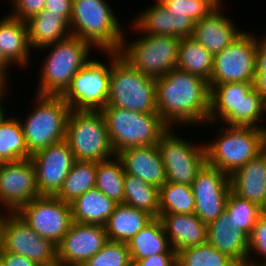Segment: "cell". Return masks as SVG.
<instances>
[{
    "label": "cell",
    "mask_w": 266,
    "mask_h": 266,
    "mask_svg": "<svg viewBox=\"0 0 266 266\" xmlns=\"http://www.w3.org/2000/svg\"><path fill=\"white\" fill-rule=\"evenodd\" d=\"M215 8L222 6V0H208Z\"/></svg>",
    "instance_id": "51"
},
{
    "label": "cell",
    "mask_w": 266,
    "mask_h": 266,
    "mask_svg": "<svg viewBox=\"0 0 266 266\" xmlns=\"http://www.w3.org/2000/svg\"><path fill=\"white\" fill-rule=\"evenodd\" d=\"M0 247L40 266L58 260L57 245L37 234L16 212H3L0 217Z\"/></svg>",
    "instance_id": "13"
},
{
    "label": "cell",
    "mask_w": 266,
    "mask_h": 266,
    "mask_svg": "<svg viewBox=\"0 0 266 266\" xmlns=\"http://www.w3.org/2000/svg\"><path fill=\"white\" fill-rule=\"evenodd\" d=\"M11 1V10L10 15L12 18L27 21L34 15L40 13L45 6L46 0H10Z\"/></svg>",
    "instance_id": "42"
},
{
    "label": "cell",
    "mask_w": 266,
    "mask_h": 266,
    "mask_svg": "<svg viewBox=\"0 0 266 266\" xmlns=\"http://www.w3.org/2000/svg\"><path fill=\"white\" fill-rule=\"evenodd\" d=\"M261 216L266 218V200L264 201L263 205L260 207Z\"/></svg>",
    "instance_id": "53"
},
{
    "label": "cell",
    "mask_w": 266,
    "mask_h": 266,
    "mask_svg": "<svg viewBox=\"0 0 266 266\" xmlns=\"http://www.w3.org/2000/svg\"><path fill=\"white\" fill-rule=\"evenodd\" d=\"M6 86H7V83L0 84V119L5 115V109L3 108V105H2L3 102L1 101H3L2 98L5 99V96H7L6 94H8L7 93L8 86L7 87Z\"/></svg>",
    "instance_id": "48"
},
{
    "label": "cell",
    "mask_w": 266,
    "mask_h": 266,
    "mask_svg": "<svg viewBox=\"0 0 266 266\" xmlns=\"http://www.w3.org/2000/svg\"><path fill=\"white\" fill-rule=\"evenodd\" d=\"M116 156L121 160L126 174L136 176L158 188L167 182L162 156L157 145L127 148Z\"/></svg>",
    "instance_id": "21"
},
{
    "label": "cell",
    "mask_w": 266,
    "mask_h": 266,
    "mask_svg": "<svg viewBox=\"0 0 266 266\" xmlns=\"http://www.w3.org/2000/svg\"><path fill=\"white\" fill-rule=\"evenodd\" d=\"M141 34L138 39L129 43L124 33L119 52L125 61L137 71L155 79L177 67L179 38Z\"/></svg>",
    "instance_id": "10"
},
{
    "label": "cell",
    "mask_w": 266,
    "mask_h": 266,
    "mask_svg": "<svg viewBox=\"0 0 266 266\" xmlns=\"http://www.w3.org/2000/svg\"><path fill=\"white\" fill-rule=\"evenodd\" d=\"M262 37L256 36V73H266V35Z\"/></svg>",
    "instance_id": "46"
},
{
    "label": "cell",
    "mask_w": 266,
    "mask_h": 266,
    "mask_svg": "<svg viewBox=\"0 0 266 266\" xmlns=\"http://www.w3.org/2000/svg\"><path fill=\"white\" fill-rule=\"evenodd\" d=\"M114 11L106 0H72L71 35L101 52L119 51L124 27Z\"/></svg>",
    "instance_id": "3"
},
{
    "label": "cell",
    "mask_w": 266,
    "mask_h": 266,
    "mask_svg": "<svg viewBox=\"0 0 266 266\" xmlns=\"http://www.w3.org/2000/svg\"><path fill=\"white\" fill-rule=\"evenodd\" d=\"M210 89L202 78L172 69L156 79L157 112L162 121L175 131V126L207 125Z\"/></svg>",
    "instance_id": "1"
},
{
    "label": "cell",
    "mask_w": 266,
    "mask_h": 266,
    "mask_svg": "<svg viewBox=\"0 0 266 266\" xmlns=\"http://www.w3.org/2000/svg\"><path fill=\"white\" fill-rule=\"evenodd\" d=\"M132 266H177V253H160L135 261Z\"/></svg>",
    "instance_id": "43"
},
{
    "label": "cell",
    "mask_w": 266,
    "mask_h": 266,
    "mask_svg": "<svg viewBox=\"0 0 266 266\" xmlns=\"http://www.w3.org/2000/svg\"><path fill=\"white\" fill-rule=\"evenodd\" d=\"M81 266H132L128 245L108 240L98 253Z\"/></svg>",
    "instance_id": "39"
},
{
    "label": "cell",
    "mask_w": 266,
    "mask_h": 266,
    "mask_svg": "<svg viewBox=\"0 0 266 266\" xmlns=\"http://www.w3.org/2000/svg\"><path fill=\"white\" fill-rule=\"evenodd\" d=\"M106 106L141 113H158L156 79L142 74L119 56L111 65Z\"/></svg>",
    "instance_id": "8"
},
{
    "label": "cell",
    "mask_w": 266,
    "mask_h": 266,
    "mask_svg": "<svg viewBox=\"0 0 266 266\" xmlns=\"http://www.w3.org/2000/svg\"><path fill=\"white\" fill-rule=\"evenodd\" d=\"M218 130L216 140L205 143L206 160L229 176L265 149V129L223 125Z\"/></svg>",
    "instance_id": "4"
},
{
    "label": "cell",
    "mask_w": 266,
    "mask_h": 266,
    "mask_svg": "<svg viewBox=\"0 0 266 266\" xmlns=\"http://www.w3.org/2000/svg\"><path fill=\"white\" fill-rule=\"evenodd\" d=\"M230 190L261 207L266 200V148L229 176Z\"/></svg>",
    "instance_id": "23"
},
{
    "label": "cell",
    "mask_w": 266,
    "mask_h": 266,
    "mask_svg": "<svg viewBox=\"0 0 266 266\" xmlns=\"http://www.w3.org/2000/svg\"><path fill=\"white\" fill-rule=\"evenodd\" d=\"M0 263L3 266H40L32 259L23 255H17L11 252L4 251L0 247Z\"/></svg>",
    "instance_id": "45"
},
{
    "label": "cell",
    "mask_w": 266,
    "mask_h": 266,
    "mask_svg": "<svg viewBox=\"0 0 266 266\" xmlns=\"http://www.w3.org/2000/svg\"><path fill=\"white\" fill-rule=\"evenodd\" d=\"M207 242L238 264L247 263L249 235L244 230L233 229L226 211L207 224Z\"/></svg>",
    "instance_id": "24"
},
{
    "label": "cell",
    "mask_w": 266,
    "mask_h": 266,
    "mask_svg": "<svg viewBox=\"0 0 266 266\" xmlns=\"http://www.w3.org/2000/svg\"><path fill=\"white\" fill-rule=\"evenodd\" d=\"M4 162L0 159V166L3 164Z\"/></svg>",
    "instance_id": "55"
},
{
    "label": "cell",
    "mask_w": 266,
    "mask_h": 266,
    "mask_svg": "<svg viewBox=\"0 0 266 266\" xmlns=\"http://www.w3.org/2000/svg\"><path fill=\"white\" fill-rule=\"evenodd\" d=\"M209 89L208 124L213 125L222 121V124L227 126H253L266 129L261 121L266 114V102L255 90L253 83L209 84Z\"/></svg>",
    "instance_id": "2"
},
{
    "label": "cell",
    "mask_w": 266,
    "mask_h": 266,
    "mask_svg": "<svg viewBox=\"0 0 266 266\" xmlns=\"http://www.w3.org/2000/svg\"><path fill=\"white\" fill-rule=\"evenodd\" d=\"M0 119V159L4 163L31 158L19 117Z\"/></svg>",
    "instance_id": "32"
},
{
    "label": "cell",
    "mask_w": 266,
    "mask_h": 266,
    "mask_svg": "<svg viewBox=\"0 0 266 266\" xmlns=\"http://www.w3.org/2000/svg\"><path fill=\"white\" fill-rule=\"evenodd\" d=\"M124 177L125 171L123 164L115 155L114 158L98 162L95 187L115 203L123 204Z\"/></svg>",
    "instance_id": "35"
},
{
    "label": "cell",
    "mask_w": 266,
    "mask_h": 266,
    "mask_svg": "<svg viewBox=\"0 0 266 266\" xmlns=\"http://www.w3.org/2000/svg\"><path fill=\"white\" fill-rule=\"evenodd\" d=\"M258 258H264L262 260L253 259L254 254ZM252 257H251V256ZM261 256V257H260ZM262 263H261V262ZM248 266H266V218L260 216L253 227L252 233L249 235V246H248Z\"/></svg>",
    "instance_id": "41"
},
{
    "label": "cell",
    "mask_w": 266,
    "mask_h": 266,
    "mask_svg": "<svg viewBox=\"0 0 266 266\" xmlns=\"http://www.w3.org/2000/svg\"><path fill=\"white\" fill-rule=\"evenodd\" d=\"M169 128L157 144L168 182L191 186L198 172L207 163L205 142L193 144Z\"/></svg>",
    "instance_id": "12"
},
{
    "label": "cell",
    "mask_w": 266,
    "mask_h": 266,
    "mask_svg": "<svg viewBox=\"0 0 266 266\" xmlns=\"http://www.w3.org/2000/svg\"><path fill=\"white\" fill-rule=\"evenodd\" d=\"M238 266H248L247 264H239Z\"/></svg>",
    "instance_id": "54"
},
{
    "label": "cell",
    "mask_w": 266,
    "mask_h": 266,
    "mask_svg": "<svg viewBox=\"0 0 266 266\" xmlns=\"http://www.w3.org/2000/svg\"><path fill=\"white\" fill-rule=\"evenodd\" d=\"M0 48L4 57L12 64L27 68L31 47L28 38L26 21L5 15L0 18Z\"/></svg>",
    "instance_id": "26"
},
{
    "label": "cell",
    "mask_w": 266,
    "mask_h": 266,
    "mask_svg": "<svg viewBox=\"0 0 266 266\" xmlns=\"http://www.w3.org/2000/svg\"><path fill=\"white\" fill-rule=\"evenodd\" d=\"M256 75V37L244 31L229 46L214 54L209 84L254 83Z\"/></svg>",
    "instance_id": "14"
},
{
    "label": "cell",
    "mask_w": 266,
    "mask_h": 266,
    "mask_svg": "<svg viewBox=\"0 0 266 266\" xmlns=\"http://www.w3.org/2000/svg\"><path fill=\"white\" fill-rule=\"evenodd\" d=\"M227 254L208 242L183 249L177 253V266H238Z\"/></svg>",
    "instance_id": "37"
},
{
    "label": "cell",
    "mask_w": 266,
    "mask_h": 266,
    "mask_svg": "<svg viewBox=\"0 0 266 266\" xmlns=\"http://www.w3.org/2000/svg\"><path fill=\"white\" fill-rule=\"evenodd\" d=\"M117 203L96 187L70 203L72 220L76 223L105 226Z\"/></svg>",
    "instance_id": "28"
},
{
    "label": "cell",
    "mask_w": 266,
    "mask_h": 266,
    "mask_svg": "<svg viewBox=\"0 0 266 266\" xmlns=\"http://www.w3.org/2000/svg\"><path fill=\"white\" fill-rule=\"evenodd\" d=\"M30 47L40 50L71 35L69 22L60 14L43 9L26 21Z\"/></svg>",
    "instance_id": "27"
},
{
    "label": "cell",
    "mask_w": 266,
    "mask_h": 266,
    "mask_svg": "<svg viewBox=\"0 0 266 266\" xmlns=\"http://www.w3.org/2000/svg\"><path fill=\"white\" fill-rule=\"evenodd\" d=\"M132 264L160 253H176L165 234L159 217L153 218L127 243Z\"/></svg>",
    "instance_id": "30"
},
{
    "label": "cell",
    "mask_w": 266,
    "mask_h": 266,
    "mask_svg": "<svg viewBox=\"0 0 266 266\" xmlns=\"http://www.w3.org/2000/svg\"><path fill=\"white\" fill-rule=\"evenodd\" d=\"M132 21L133 32L148 35L174 36L179 39L192 37L195 22L186 14L170 13L165 5L156 0Z\"/></svg>",
    "instance_id": "20"
},
{
    "label": "cell",
    "mask_w": 266,
    "mask_h": 266,
    "mask_svg": "<svg viewBox=\"0 0 266 266\" xmlns=\"http://www.w3.org/2000/svg\"><path fill=\"white\" fill-rule=\"evenodd\" d=\"M7 75L0 69V84H5L7 83L8 79Z\"/></svg>",
    "instance_id": "50"
},
{
    "label": "cell",
    "mask_w": 266,
    "mask_h": 266,
    "mask_svg": "<svg viewBox=\"0 0 266 266\" xmlns=\"http://www.w3.org/2000/svg\"><path fill=\"white\" fill-rule=\"evenodd\" d=\"M110 64L90 58L72 78L61 95L73 111H101L109 96L111 65L120 56L119 51H104Z\"/></svg>",
    "instance_id": "9"
},
{
    "label": "cell",
    "mask_w": 266,
    "mask_h": 266,
    "mask_svg": "<svg viewBox=\"0 0 266 266\" xmlns=\"http://www.w3.org/2000/svg\"><path fill=\"white\" fill-rule=\"evenodd\" d=\"M41 266H67V265H65L64 263H61L60 261L57 260L56 262H52L50 264H44Z\"/></svg>",
    "instance_id": "52"
},
{
    "label": "cell",
    "mask_w": 266,
    "mask_h": 266,
    "mask_svg": "<svg viewBox=\"0 0 266 266\" xmlns=\"http://www.w3.org/2000/svg\"><path fill=\"white\" fill-rule=\"evenodd\" d=\"M213 60L214 55L192 37L180 39L177 69L198 76L209 85Z\"/></svg>",
    "instance_id": "31"
},
{
    "label": "cell",
    "mask_w": 266,
    "mask_h": 266,
    "mask_svg": "<svg viewBox=\"0 0 266 266\" xmlns=\"http://www.w3.org/2000/svg\"><path fill=\"white\" fill-rule=\"evenodd\" d=\"M153 217L148 213L126 204H117L105 224L110 241L128 243Z\"/></svg>",
    "instance_id": "29"
},
{
    "label": "cell",
    "mask_w": 266,
    "mask_h": 266,
    "mask_svg": "<svg viewBox=\"0 0 266 266\" xmlns=\"http://www.w3.org/2000/svg\"><path fill=\"white\" fill-rule=\"evenodd\" d=\"M37 234L58 245L73 223L70 203L40 196L16 212Z\"/></svg>",
    "instance_id": "15"
},
{
    "label": "cell",
    "mask_w": 266,
    "mask_h": 266,
    "mask_svg": "<svg viewBox=\"0 0 266 266\" xmlns=\"http://www.w3.org/2000/svg\"><path fill=\"white\" fill-rule=\"evenodd\" d=\"M44 9H46L48 13L60 14L70 22L72 0H46Z\"/></svg>",
    "instance_id": "44"
},
{
    "label": "cell",
    "mask_w": 266,
    "mask_h": 266,
    "mask_svg": "<svg viewBox=\"0 0 266 266\" xmlns=\"http://www.w3.org/2000/svg\"><path fill=\"white\" fill-rule=\"evenodd\" d=\"M170 13L186 14L197 23L215 7L208 0H160Z\"/></svg>",
    "instance_id": "40"
},
{
    "label": "cell",
    "mask_w": 266,
    "mask_h": 266,
    "mask_svg": "<svg viewBox=\"0 0 266 266\" xmlns=\"http://www.w3.org/2000/svg\"><path fill=\"white\" fill-rule=\"evenodd\" d=\"M222 6L195 23L192 38L213 55L229 46L244 31L223 13ZM222 10V11H221Z\"/></svg>",
    "instance_id": "22"
},
{
    "label": "cell",
    "mask_w": 266,
    "mask_h": 266,
    "mask_svg": "<svg viewBox=\"0 0 266 266\" xmlns=\"http://www.w3.org/2000/svg\"><path fill=\"white\" fill-rule=\"evenodd\" d=\"M194 207L191 186L167 181L159 188V218L165 214H192Z\"/></svg>",
    "instance_id": "36"
},
{
    "label": "cell",
    "mask_w": 266,
    "mask_h": 266,
    "mask_svg": "<svg viewBox=\"0 0 266 266\" xmlns=\"http://www.w3.org/2000/svg\"><path fill=\"white\" fill-rule=\"evenodd\" d=\"M12 67L13 65L4 57L2 54V49L0 48V69L5 73L8 74L9 68ZM8 70V71H7Z\"/></svg>",
    "instance_id": "49"
},
{
    "label": "cell",
    "mask_w": 266,
    "mask_h": 266,
    "mask_svg": "<svg viewBox=\"0 0 266 266\" xmlns=\"http://www.w3.org/2000/svg\"><path fill=\"white\" fill-rule=\"evenodd\" d=\"M98 162L75 161L64 180V184L56 195L63 202L71 203L89 189L95 187Z\"/></svg>",
    "instance_id": "34"
},
{
    "label": "cell",
    "mask_w": 266,
    "mask_h": 266,
    "mask_svg": "<svg viewBox=\"0 0 266 266\" xmlns=\"http://www.w3.org/2000/svg\"><path fill=\"white\" fill-rule=\"evenodd\" d=\"M191 188L195 199L194 214L202 222L209 224L225 211L231 191L229 175L206 163L198 172Z\"/></svg>",
    "instance_id": "16"
},
{
    "label": "cell",
    "mask_w": 266,
    "mask_h": 266,
    "mask_svg": "<svg viewBox=\"0 0 266 266\" xmlns=\"http://www.w3.org/2000/svg\"><path fill=\"white\" fill-rule=\"evenodd\" d=\"M31 160L40 196H56L76 161L65 140L37 151Z\"/></svg>",
    "instance_id": "18"
},
{
    "label": "cell",
    "mask_w": 266,
    "mask_h": 266,
    "mask_svg": "<svg viewBox=\"0 0 266 266\" xmlns=\"http://www.w3.org/2000/svg\"><path fill=\"white\" fill-rule=\"evenodd\" d=\"M253 85L266 102V73H256Z\"/></svg>",
    "instance_id": "47"
},
{
    "label": "cell",
    "mask_w": 266,
    "mask_h": 266,
    "mask_svg": "<svg viewBox=\"0 0 266 266\" xmlns=\"http://www.w3.org/2000/svg\"><path fill=\"white\" fill-rule=\"evenodd\" d=\"M123 204L157 218L159 217V188L125 173Z\"/></svg>",
    "instance_id": "33"
},
{
    "label": "cell",
    "mask_w": 266,
    "mask_h": 266,
    "mask_svg": "<svg viewBox=\"0 0 266 266\" xmlns=\"http://www.w3.org/2000/svg\"><path fill=\"white\" fill-rule=\"evenodd\" d=\"M100 112L116 155L131 147L157 145L169 129L158 113H141L113 106H105Z\"/></svg>",
    "instance_id": "6"
},
{
    "label": "cell",
    "mask_w": 266,
    "mask_h": 266,
    "mask_svg": "<svg viewBox=\"0 0 266 266\" xmlns=\"http://www.w3.org/2000/svg\"><path fill=\"white\" fill-rule=\"evenodd\" d=\"M35 107L20 122L32 155L50 145L65 140L67 120L71 108L61 96L35 94Z\"/></svg>",
    "instance_id": "7"
},
{
    "label": "cell",
    "mask_w": 266,
    "mask_h": 266,
    "mask_svg": "<svg viewBox=\"0 0 266 266\" xmlns=\"http://www.w3.org/2000/svg\"><path fill=\"white\" fill-rule=\"evenodd\" d=\"M40 197L31 158L0 166V211L17 212L26 203ZM2 204V205H1Z\"/></svg>",
    "instance_id": "17"
},
{
    "label": "cell",
    "mask_w": 266,
    "mask_h": 266,
    "mask_svg": "<svg viewBox=\"0 0 266 266\" xmlns=\"http://www.w3.org/2000/svg\"><path fill=\"white\" fill-rule=\"evenodd\" d=\"M107 241L104 226L73 222L57 245V259L67 266H81Z\"/></svg>",
    "instance_id": "19"
},
{
    "label": "cell",
    "mask_w": 266,
    "mask_h": 266,
    "mask_svg": "<svg viewBox=\"0 0 266 266\" xmlns=\"http://www.w3.org/2000/svg\"><path fill=\"white\" fill-rule=\"evenodd\" d=\"M65 141L77 161L101 162L114 158L103 114L100 111L71 110Z\"/></svg>",
    "instance_id": "11"
},
{
    "label": "cell",
    "mask_w": 266,
    "mask_h": 266,
    "mask_svg": "<svg viewBox=\"0 0 266 266\" xmlns=\"http://www.w3.org/2000/svg\"><path fill=\"white\" fill-rule=\"evenodd\" d=\"M48 48L50 53L42 63L36 94L61 96L71 84L72 78L90 59L92 46L70 35L41 49Z\"/></svg>",
    "instance_id": "5"
},
{
    "label": "cell",
    "mask_w": 266,
    "mask_h": 266,
    "mask_svg": "<svg viewBox=\"0 0 266 266\" xmlns=\"http://www.w3.org/2000/svg\"><path fill=\"white\" fill-rule=\"evenodd\" d=\"M170 245L176 253L207 242V224L192 214H165L160 217Z\"/></svg>",
    "instance_id": "25"
},
{
    "label": "cell",
    "mask_w": 266,
    "mask_h": 266,
    "mask_svg": "<svg viewBox=\"0 0 266 266\" xmlns=\"http://www.w3.org/2000/svg\"><path fill=\"white\" fill-rule=\"evenodd\" d=\"M225 211L229 214L233 229L252 233L258 218L261 216L260 207L229 192Z\"/></svg>",
    "instance_id": "38"
}]
</instances>
